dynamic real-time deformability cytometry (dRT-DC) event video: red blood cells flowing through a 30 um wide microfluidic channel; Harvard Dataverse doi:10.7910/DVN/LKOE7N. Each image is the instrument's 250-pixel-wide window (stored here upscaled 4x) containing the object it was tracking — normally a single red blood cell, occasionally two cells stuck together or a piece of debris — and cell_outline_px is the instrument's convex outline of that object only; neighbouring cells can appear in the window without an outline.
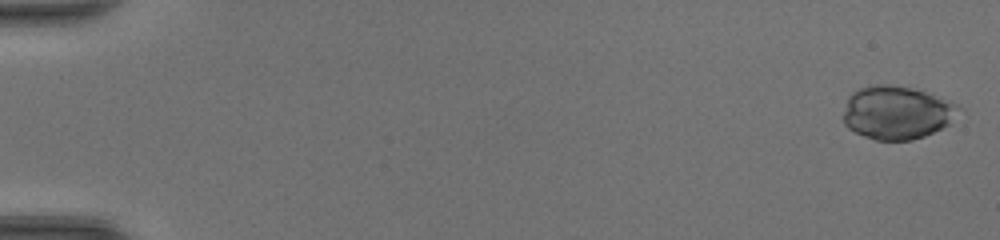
{"species": "common noctule bat (a hibernating species)", "species_latin": "Nyctalus noctula", "temperature_condition": "room temperature", "stored_images_in_passage": 48, "camera_frame_rate_fps": 3000, "um_per_image_px": 0.085, "animal": {"sex": "female", "body_mass_g": 20.0, "forearm_length_mm": 54.0}, "frame": {"image": 1, "passage_image": 1, "time_ms": 0.0, "image_size_px": [1000, 240], "cell_outline_px": [[964, 108], [948, 124], [924, 136], [912, 140], [876, 140], [864, 136], [848, 128], [844, 124], [844, 112], [848, 96], [852, 92], [868, 84], [888, 84], [912, 88], [960, 104]], "centroid_in_image_um": [76.24, 9.55], "position_along_channel_um": 8.8, "area_um2": 35.89}}